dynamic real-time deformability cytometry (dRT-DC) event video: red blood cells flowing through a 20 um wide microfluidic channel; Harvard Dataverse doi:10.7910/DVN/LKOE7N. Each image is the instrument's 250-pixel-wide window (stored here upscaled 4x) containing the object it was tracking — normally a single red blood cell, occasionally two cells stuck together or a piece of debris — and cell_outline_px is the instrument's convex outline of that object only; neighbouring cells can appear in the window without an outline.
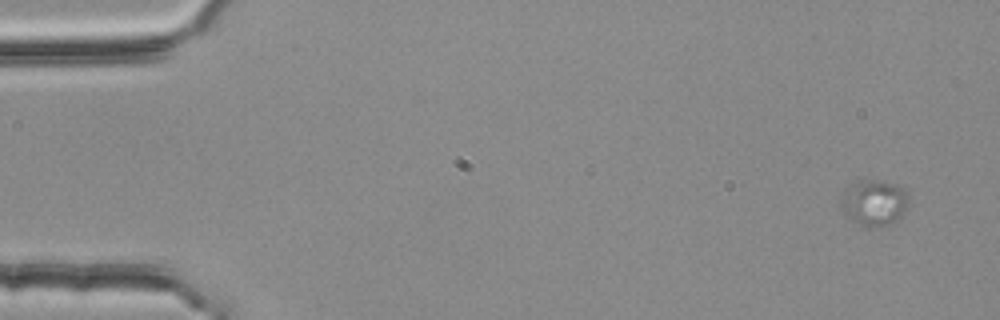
{"species": "common noctule bat (a hibernating species)", "species_latin": "Nyctalus noctula", "temperature_condition": "room temperature", "stored_images_in_passage": 4, "camera_frame_rate_fps": 3000, "um_per_image_px": 0.085, "animal": {"sex": "female", "body_mass_g": 25.1}, "frame": {"image": 1, "passage_image": 1, "time_ms": 0.0, "image_size_px": [1000, 320], "cell_outline_px": [[908, 204], [904, 216], [892, 224], [876, 228], [868, 228], [856, 224], [844, 216], [840, 208], [840, 196], [844, 188], [848, 184], [856, 180], [884, 180], [904, 188], [908, 192]], "centroid_in_image_um": [74.26, 17.25], "position_along_channel_um": 10.7, "area_um2": 19.31}}
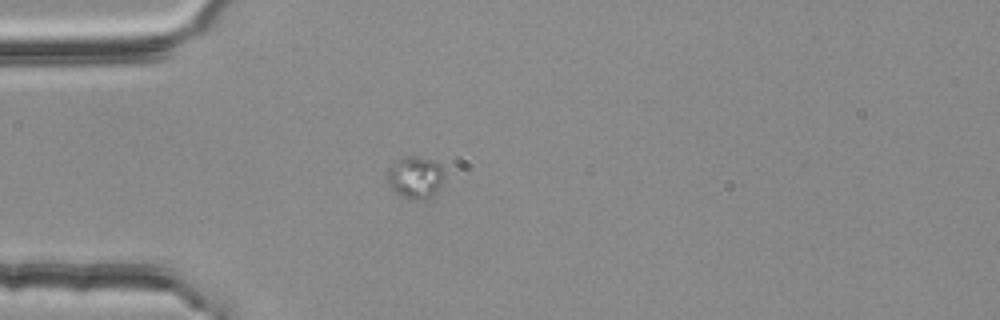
{"frame": {"image": 2, "passage_image": 4, "time_ms": 1.0, "image_size_px": [1000, 320], "cell_outline_px": [[444, 180], [436, 192], [424, 200], [408, 200], [392, 192], [384, 176], [388, 168], [400, 156], [416, 156], [432, 160], [440, 164], [444, 168]], "centroid_in_image_um": [35.25, 15.08], "position_along_channel_um": 49.8, "area_um2": 14.68}}